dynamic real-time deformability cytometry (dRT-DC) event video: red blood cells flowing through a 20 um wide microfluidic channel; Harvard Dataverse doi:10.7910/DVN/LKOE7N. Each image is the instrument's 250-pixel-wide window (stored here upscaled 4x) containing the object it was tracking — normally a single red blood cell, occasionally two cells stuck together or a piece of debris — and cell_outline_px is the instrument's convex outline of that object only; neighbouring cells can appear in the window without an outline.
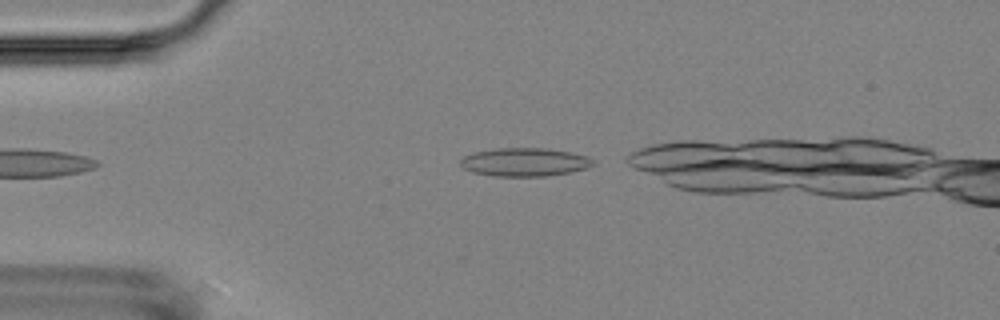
{"species": "Egyptian fruit bat (a non-hibernating species)", "species_latin": "Rousettus aegyptiacus", "temperature_condition": "room temperature", "stored_images_in_passage": 3, "camera_frame_rate_fps": 3000, "um_per_image_px": 0.085, "animal": {"sex": "female"}, "frame": {"image": 1, "passage_image": 3, "time_ms": 2.0, "image_size_px": [1000, 320], "cell_outline_px": [[596, 164], [584, 168], [568, 172], [544, 176], [492, 176], [472, 172], [464, 168], [460, 164], [460, 160], [464, 156], [472, 152], [496, 148], [544, 148], [568, 152], [588, 156]], "centroid_in_image_um": [44.54, 13.77], "position_along_channel_um": 40.5, "area_um2": 21.79}}